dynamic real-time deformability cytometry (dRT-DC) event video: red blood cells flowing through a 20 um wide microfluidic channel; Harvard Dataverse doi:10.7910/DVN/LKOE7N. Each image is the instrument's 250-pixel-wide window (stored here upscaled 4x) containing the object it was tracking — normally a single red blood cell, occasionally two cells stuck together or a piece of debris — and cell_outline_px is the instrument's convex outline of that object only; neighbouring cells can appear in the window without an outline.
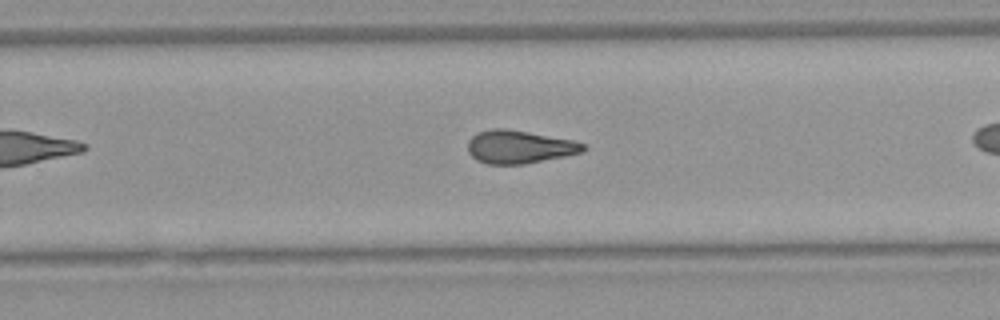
{"species": "Egyptian fruit bat (a non-hibernating species)", "species_latin": "Rousettus aegyptiacus", "temperature_condition": "warm", "stored_images_in_passage": 36, "camera_frame_rate_fps": 3000, "um_per_image_px": 0.085, "animal": {"sex": "female"}, "frame": {"image": 1, "passage_image": 21, "time_ms": 6.667, "image_size_px": [1000, 320], "cell_outline_px": [[588, 148], [584, 152], [524, 164], [488, 164], [476, 160], [468, 152], [468, 140], [476, 132], [492, 128], [504, 128], [528, 132], [572, 140], [584, 144]], "centroid_in_image_um": [44.12, 12.48], "position_along_channel_um": 285.7, "area_um2": 22.25}, "authors_computed_cell_mechanics": {"area_um2": 22.6865, "velocity_mm_per_s": 4.004, "shape_relaxation_time_tau1_ms": null, "shape_relaxation_time_tau2_ms": 4.0405, "deformation_change_tau1": null, "deformation_change_tau2": 0.1359}}